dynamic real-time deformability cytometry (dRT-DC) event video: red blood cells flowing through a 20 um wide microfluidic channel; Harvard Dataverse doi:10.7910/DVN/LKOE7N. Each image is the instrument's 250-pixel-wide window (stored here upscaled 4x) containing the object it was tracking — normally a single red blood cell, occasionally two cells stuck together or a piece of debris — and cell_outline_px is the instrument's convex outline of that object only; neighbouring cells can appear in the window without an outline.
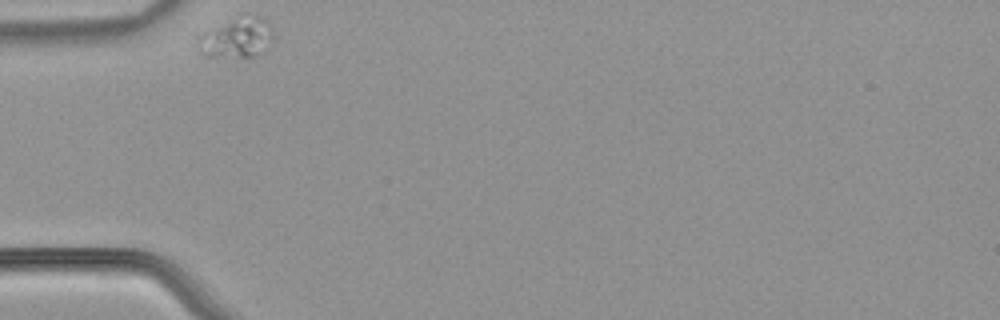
{"species": "common noctule bat (a hibernating species)", "species_latin": "Nyctalus noctula", "temperature_condition": "warm", "stored_images_in_passage": 33, "camera_frame_rate_fps": 3000, "um_per_image_px": 0.085, "animal": {"sex": "male", "body_mass_g": 21.5, "forearm_length_mm": 52.0}, "frame": {"image": 1, "passage_image": 1, "time_ms": 0.0, "image_size_px": [1000, 320], "cell_outline_px": [[272, 40], [252, 56], [204, 56], [200, 52], [208, 36], [236, 12], [256, 12], [268, 20], [272, 28]], "centroid_in_image_um": [20.32, 3.07], "position_along_channel_um": 64.7, "area_um2": 16.7}}
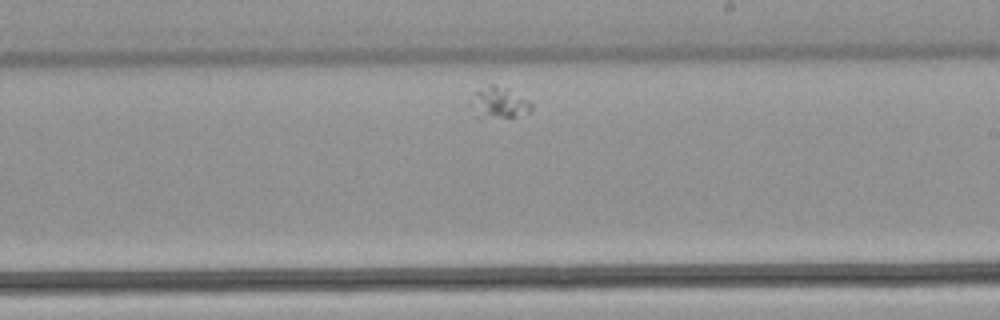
{"frame": {"image": 2, "passage_image": 19, "time_ms": 6.0, "image_size_px": [1000, 320], "cell_outline_px": [[532, 108], [528, 112], [512, 116], [480, 120], [472, 116], [476, 92], [488, 84], [496, 84], [508, 88], [528, 100], [532, 104]], "centroid_in_image_um": [42.4, 8.76], "position_along_channel_um": 246.6, "area_um2": 10.98}}
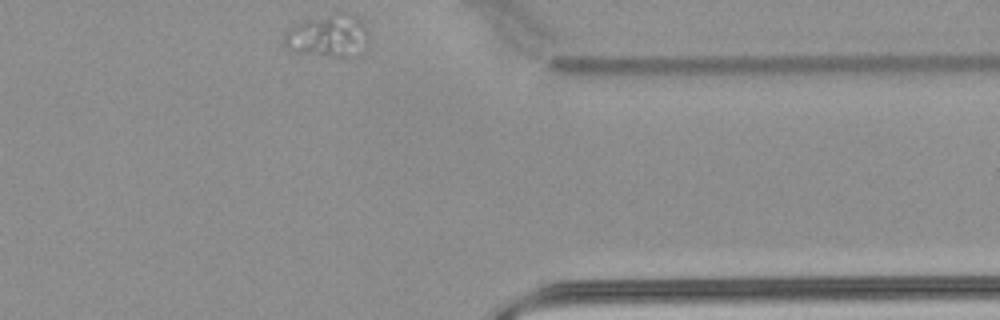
{"frame": {"image": 3, "passage_image": 33, "time_ms": 10.667, "image_size_px": [1000, 320], "cell_outline_px": [[368, 40], [364, 52], [356, 56], [336, 56], [300, 52], [284, 48], [284, 36], [288, 28], [308, 20], [336, 12], [344, 12], [356, 20], [368, 32]], "centroid_in_image_um": [27.89, 3.07], "position_along_channel_um": 383.5, "area_um2": 20.4}}